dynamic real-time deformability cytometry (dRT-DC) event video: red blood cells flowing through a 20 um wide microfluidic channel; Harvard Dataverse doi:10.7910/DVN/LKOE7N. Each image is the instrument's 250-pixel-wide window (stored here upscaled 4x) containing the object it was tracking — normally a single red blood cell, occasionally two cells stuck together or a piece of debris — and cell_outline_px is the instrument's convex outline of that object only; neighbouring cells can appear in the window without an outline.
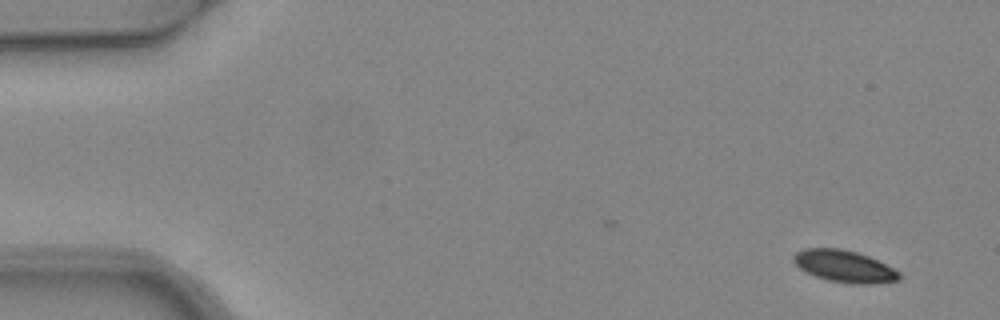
{"species": "common noctule bat (a hibernating species)", "species_latin": "Nyctalus noctula", "temperature_condition": "warm", "stored_images_in_passage": 4, "camera_frame_rate_fps": 3000, "um_per_image_px": 0.085, "animal": {"sex": "female", "body_mass_g": 24.6, "forearm_length_mm": 56.2}, "frame": {"image": 1, "passage_image": 1, "time_ms": 0.0, "image_size_px": [1000, 320], "cell_outline_px": [[900, 280], [868, 284], [852, 284], [828, 280], [804, 272], [792, 260], [792, 256], [796, 252], [804, 248], [840, 248], [856, 252], [868, 256], [900, 272]], "centroid_in_image_um": [71.73, 22.63], "position_along_channel_um": 13.3, "area_um2": 19.59}}
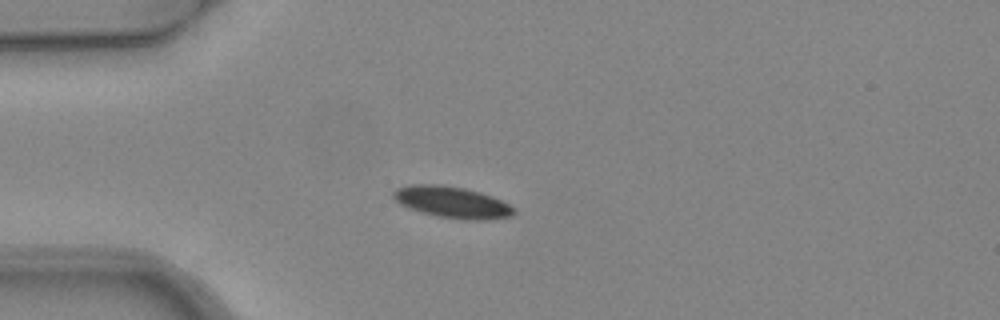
{"frame": {"image": 2, "passage_image": 4, "time_ms": 1.0, "image_size_px": [1000, 320], "cell_outline_px": [[516, 212], [512, 216], [488, 220], [468, 220], [436, 216], [420, 212], [408, 208], [400, 204], [392, 196], [392, 192], [396, 188], [408, 184], [444, 184], [464, 188], [480, 192], [492, 196], [516, 208]], "centroid_in_image_um": [38.42, 17.18], "position_along_channel_um": 46.6, "area_um2": 22.43}}